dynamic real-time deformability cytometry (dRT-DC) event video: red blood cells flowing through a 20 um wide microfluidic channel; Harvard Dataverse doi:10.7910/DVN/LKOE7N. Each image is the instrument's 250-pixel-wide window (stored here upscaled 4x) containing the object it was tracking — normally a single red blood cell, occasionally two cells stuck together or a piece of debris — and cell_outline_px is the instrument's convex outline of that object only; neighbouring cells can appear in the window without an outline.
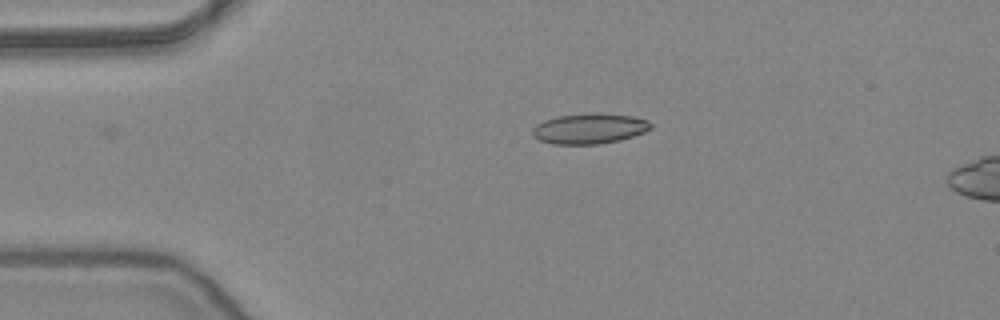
{"species": "common noctule bat (a hibernating species)", "species_latin": "Nyctalus noctula", "temperature_condition": "warm", "stored_images_in_passage": 12, "camera_frame_rate_fps": 3000, "um_per_image_px": 0.085, "animal": {"sex": "female", "body_mass_g": 24.6, "forearm_length_mm": 56.2}, "frame": {"image": 1, "passage_image": 1, "time_ms": 0.0, "image_size_px": [1000, 320], "cell_outline_px": [[652, 128], [644, 132], [620, 140], [600, 144], [552, 144], [540, 140], [532, 136], [532, 128], [536, 124], [544, 120], [556, 116], [596, 112], [600, 112], [632, 116], [648, 120], [652, 124]], "centroid_in_image_um": [50.09, 10.92], "position_along_channel_um": 34.9, "area_um2": 21.21}}
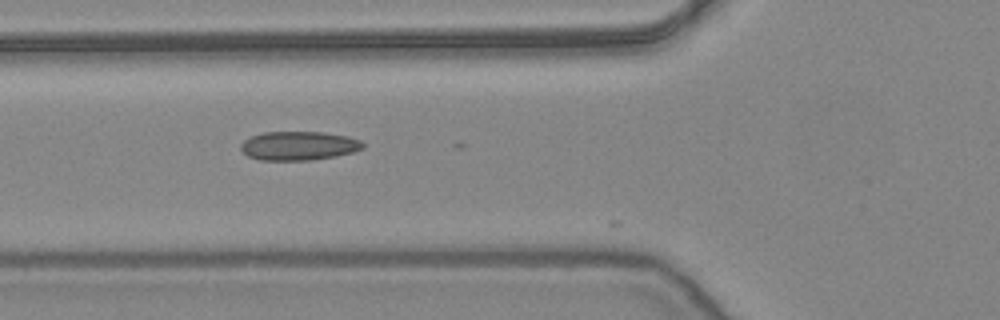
{"frame": {"image": 2, "passage_image": 9, "time_ms": 2.667, "image_size_px": [1000, 320], "cell_outline_px": [[364, 148], [352, 152], [336, 156], [312, 160], [260, 160], [248, 156], [240, 148], [240, 144], [244, 140], [252, 136], [264, 132], [324, 132], [348, 136], [360, 140], [364, 144]], "centroid_in_image_um": [25.4, 12.39], "position_along_channel_um": 100.4, "area_um2": 20.58}}